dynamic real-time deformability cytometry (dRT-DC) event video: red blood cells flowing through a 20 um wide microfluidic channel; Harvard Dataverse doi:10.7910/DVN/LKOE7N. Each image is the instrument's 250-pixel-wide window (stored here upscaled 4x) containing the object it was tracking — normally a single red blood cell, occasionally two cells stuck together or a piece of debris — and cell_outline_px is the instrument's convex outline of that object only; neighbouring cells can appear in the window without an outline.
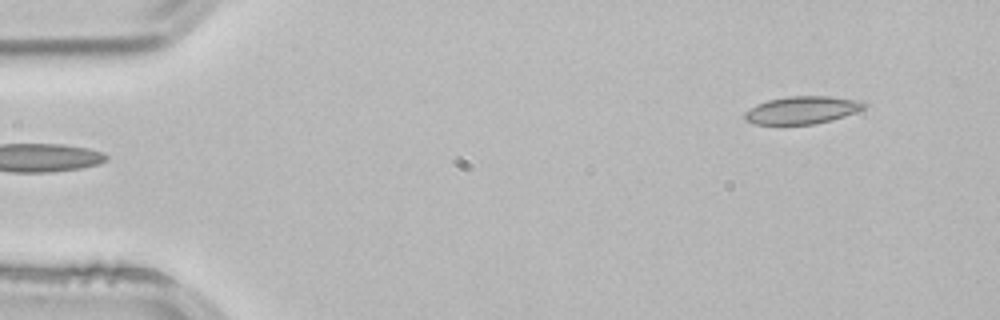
{"species": "common noctule bat (a hibernating species)", "species_latin": "Nyctalus noctula", "temperature_condition": "room temperature", "stored_images_in_passage": 4, "segment_of_instrument_passage": [2, 2], "camera_frame_rate_fps": 3000, "um_per_image_px": 0.085, "animal": {"sex": "male", "body_mass_g": 21.5, "forearm_length_mm": 52.0}, "frame": {"image": 1, "passage_image": 4, "time_ms": 1.0, "image_size_px": [1000, 320], "cell_outline_px": [[868, 104], [864, 108], [844, 116], [832, 120], [816, 124], [756, 124], [744, 120], [744, 112], [756, 104], [768, 100], [788, 96], [832, 96], [864, 100]], "centroid_in_image_um": [68.21, 9.34], "position_along_channel_um": 16.8, "area_um2": 19.42}}